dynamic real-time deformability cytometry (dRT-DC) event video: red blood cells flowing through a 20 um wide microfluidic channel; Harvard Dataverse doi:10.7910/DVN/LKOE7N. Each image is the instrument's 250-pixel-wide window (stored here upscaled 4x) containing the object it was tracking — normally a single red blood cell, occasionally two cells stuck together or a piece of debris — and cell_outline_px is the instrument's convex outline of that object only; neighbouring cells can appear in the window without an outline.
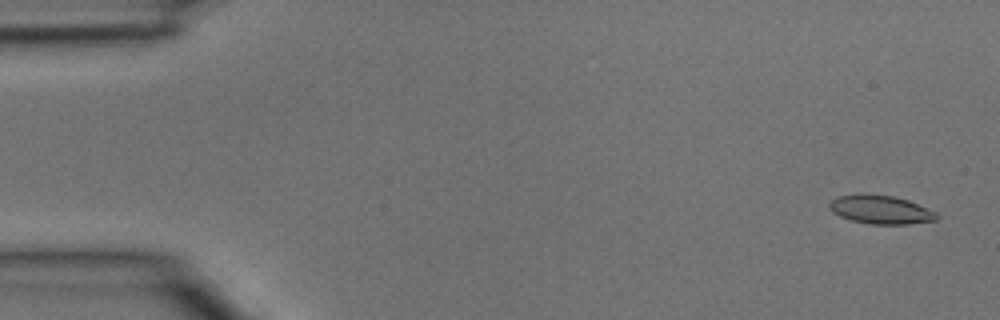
{"species": "common noctule bat (a hibernating species)", "species_latin": "Nyctalus noctula", "temperature_condition": "room temperature", "stored_images_in_passage": 39, "camera_frame_rate_fps": 3000, "um_per_image_px": 0.085, "animal": {"sex": "male", "body_mass_g": 15.6}, "frame": {"image": 1, "passage_image": 1, "time_ms": 0.0, "image_size_px": [1000, 320], "cell_outline_px": [[940, 216], [936, 220], [908, 224], [868, 224], [852, 220], [840, 216], [832, 212], [828, 208], [828, 204], [836, 196], [864, 192], [892, 196], [908, 200], [936, 212]], "centroid_in_image_um": [74.81, 17.8], "position_along_channel_um": 10.2, "area_um2": 18.15}}
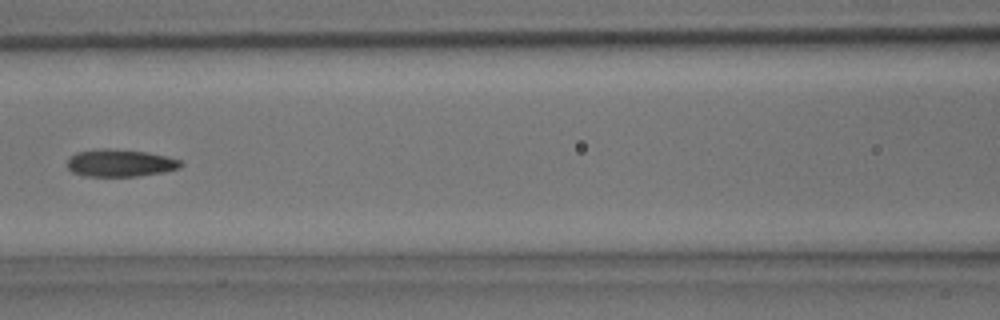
{"frame": {"image": 2, "passage_image": 17, "time_ms": 5.333, "image_size_px": [1000, 320], "cell_outline_px": [[184, 164], [180, 168], [164, 172], [140, 176], [88, 176], [72, 172], [68, 168], [68, 156], [76, 152], [100, 148], [108, 148], [148, 152], [168, 156], [180, 160]], "centroid_in_image_um": [10.23, 13.84], "position_along_channel_um": 156.4, "area_um2": 18.32}}
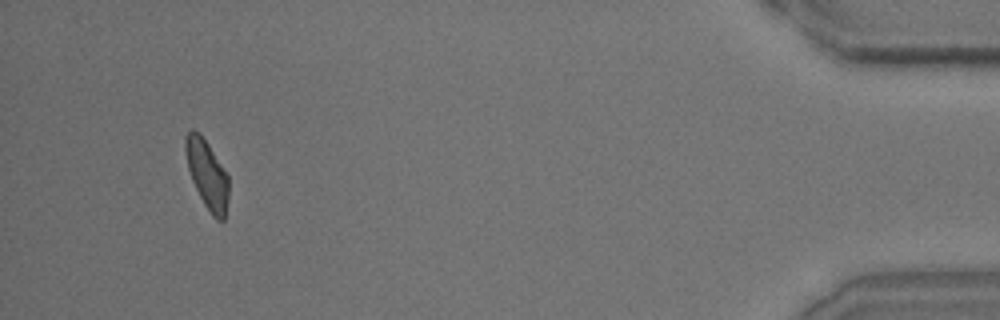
{"frame": {"image": 3, "passage_image": 37, "time_ms": 12.0, "image_size_px": [1000, 320], "cell_outline_px": [[228, 200], [224, 220], [216, 220], [212, 216], [204, 204], [192, 180], [188, 168], [184, 152], [184, 136], [192, 128], [200, 132], [228, 172]], "centroid_in_image_um": [17.6, 14.77], "position_along_channel_um": 417.6, "area_um2": 17.63}}